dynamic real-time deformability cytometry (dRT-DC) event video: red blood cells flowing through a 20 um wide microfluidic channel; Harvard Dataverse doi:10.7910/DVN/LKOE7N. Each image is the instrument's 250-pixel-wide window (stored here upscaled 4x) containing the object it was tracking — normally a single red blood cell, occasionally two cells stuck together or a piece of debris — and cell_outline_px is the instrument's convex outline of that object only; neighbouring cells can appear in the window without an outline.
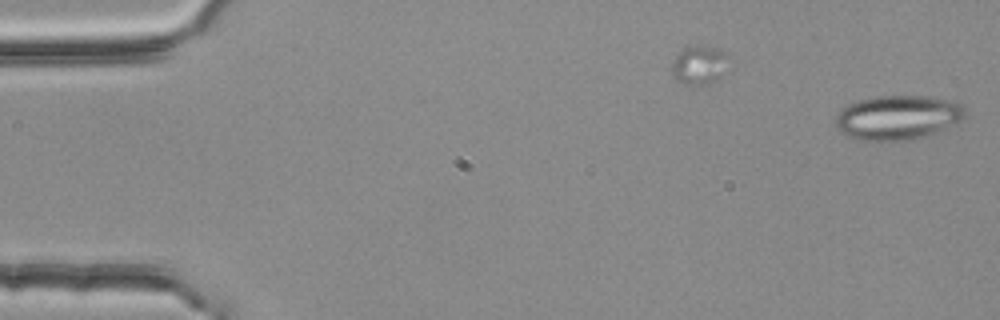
{"species": "common noctule bat (a hibernating species)", "species_latin": "Nyctalus noctula", "temperature_condition": "room temperature", "stored_images_in_passage": 7, "camera_frame_rate_fps": 3000, "um_per_image_px": 0.085, "animal": {"sex": "female", "body_mass_g": 25.1}, "frame": {"image": 1, "passage_image": 7, "time_ms": 2.0, "image_size_px": [1000, 320], "cell_outline_px": [[964, 116], [960, 120], [932, 132], [912, 140], [856, 140], [840, 132], [836, 128], [836, 116], [840, 108], [848, 104], [860, 100], [876, 96], [928, 96], [948, 100], [964, 104]], "centroid_in_image_um": [76.23, 9.97], "position_along_channel_um": 8.8, "area_um2": 33.12}}